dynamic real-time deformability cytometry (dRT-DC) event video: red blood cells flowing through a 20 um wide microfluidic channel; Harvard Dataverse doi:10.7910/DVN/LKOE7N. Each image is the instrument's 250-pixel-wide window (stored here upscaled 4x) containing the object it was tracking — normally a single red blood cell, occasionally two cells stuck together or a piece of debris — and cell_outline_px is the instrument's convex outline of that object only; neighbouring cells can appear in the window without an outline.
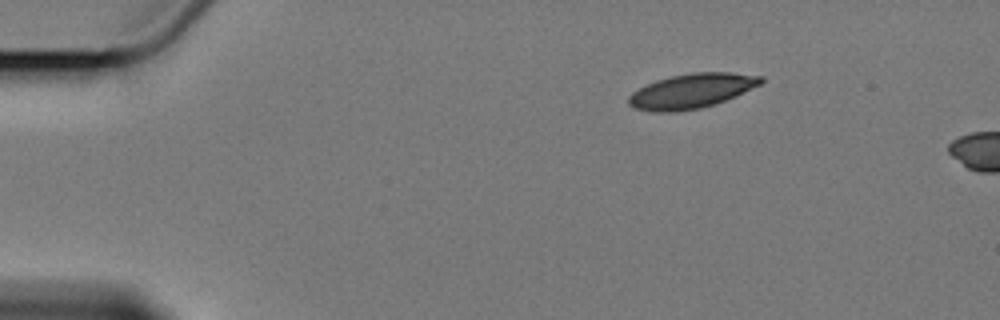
{"species": "Egyptian fruit bat (a non-hibernating species)", "species_latin": "Rousettus aegyptiacus", "temperature_condition": "cold", "stored_images_in_passage": 3, "camera_frame_rate_fps": 3000, "um_per_image_px": 0.085, "animal": {"sex": "female"}, "frame": {"image": 1, "passage_image": 1, "time_ms": 0.0, "image_size_px": [1000, 320], "cell_outline_px": [[764, 80], [760, 84], [736, 96], [700, 108], [672, 112], [656, 112], [636, 108], [628, 104], [628, 96], [632, 92], [656, 80], [672, 76], [692, 72], [732, 72], [764, 76]], "centroid_in_image_um": [58.8, 7.72], "position_along_channel_um": 26.2, "area_um2": 26.47}}